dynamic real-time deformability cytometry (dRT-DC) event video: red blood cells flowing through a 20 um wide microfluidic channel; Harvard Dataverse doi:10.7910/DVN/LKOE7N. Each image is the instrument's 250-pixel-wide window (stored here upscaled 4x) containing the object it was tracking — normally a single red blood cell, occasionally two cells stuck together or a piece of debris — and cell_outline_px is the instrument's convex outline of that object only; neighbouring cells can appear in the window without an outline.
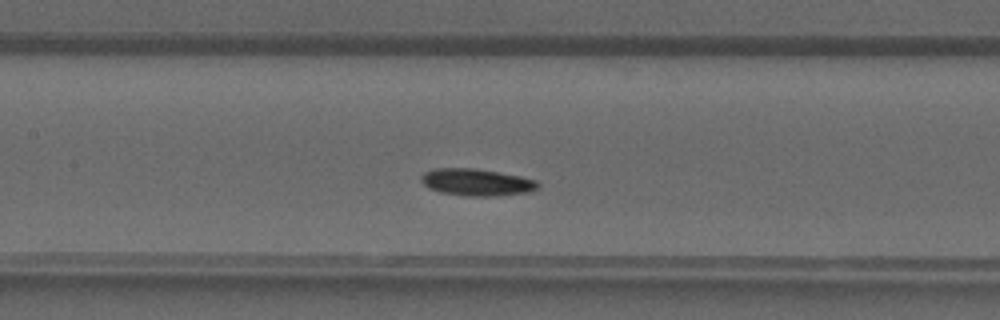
{"species": "common noctule bat (a hibernating species)", "species_latin": "Nyctalus noctula", "temperature_condition": "warm", "stored_images_in_passage": 34, "camera_frame_rate_fps": 3000, "um_per_image_px": 0.085, "animal": {"sex": "male", "forearm_length_mm": 52.5}, "frame": {"image": 1, "passage_image": 13, "time_ms": 4.0, "image_size_px": [1000, 320], "cell_outline_px": [[540, 188], [528, 192], [496, 196], [464, 196], [440, 192], [428, 188], [420, 180], [420, 176], [424, 172], [432, 168], [476, 168], [520, 176], [536, 180], [540, 184]], "centroid_in_image_um": [40.5, 15.49], "position_along_channel_um": 166.9, "area_um2": 18.61}}
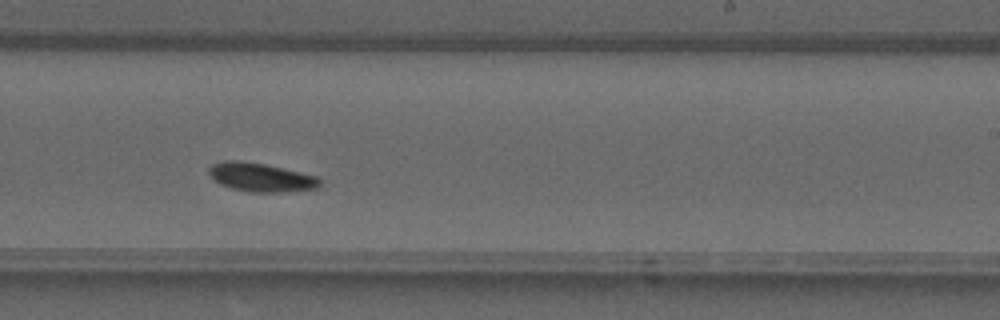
{"frame": {"image": 2, "passage_image": 19, "time_ms": 6.0, "image_size_px": [1000, 320], "cell_outline_px": [[324, 188], [288, 192], [252, 192], [232, 188], [220, 184], [208, 172], [208, 168], [212, 164], [224, 160], [240, 160], [264, 164], [300, 172], [316, 176], [324, 184]], "centroid_in_image_um": [22.25, 15.08], "position_along_channel_um": 266.8, "area_um2": 18.73}}
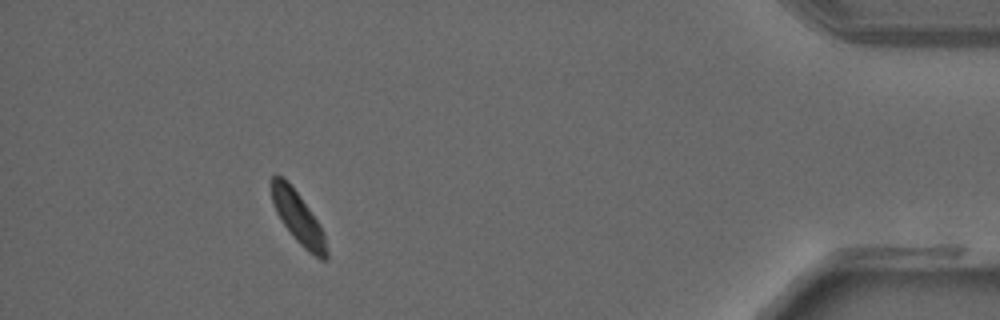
{"frame": {"image": 3, "passage_image": 31, "time_ms": 10.0, "image_size_px": [1000, 320], "cell_outline_px": [[328, 256], [324, 260], [320, 260], [308, 252], [296, 240], [284, 224], [276, 212], [272, 200], [272, 176], [276, 172], [300, 196], [324, 232], [328, 252]], "centroid_in_image_um": [25.36, 18.56], "position_along_channel_um": 409.8, "area_um2": 16.13}}